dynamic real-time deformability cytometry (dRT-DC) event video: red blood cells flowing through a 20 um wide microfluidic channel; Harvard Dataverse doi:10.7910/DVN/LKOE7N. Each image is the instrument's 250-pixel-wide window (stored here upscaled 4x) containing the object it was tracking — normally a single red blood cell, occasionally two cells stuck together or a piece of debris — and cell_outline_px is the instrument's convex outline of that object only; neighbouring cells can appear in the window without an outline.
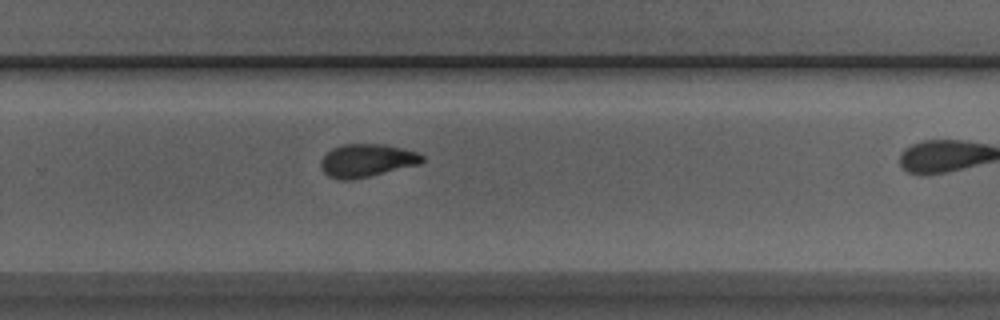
{"species": "Egyptian fruit bat (a non-hibernating species)", "species_latin": "Rousettus aegyptiacus", "temperature_condition": "room temperature", "stored_images_in_passage": 33, "camera_frame_rate_fps": 3000, "um_per_image_px": 0.085, "animal": {"sex": "male"}, "frame": {"image": 1, "passage_image": 26, "time_ms": 8.333, "image_size_px": [1000, 320], "cell_outline_px": [[424, 160], [420, 164], [352, 180], [340, 180], [328, 176], [320, 168], [320, 160], [332, 148], [340, 144], [388, 144], [416, 152], [424, 156]], "centroid_in_image_um": [31.16, 13.64], "position_along_channel_um": 298.6, "area_um2": 19.59}}